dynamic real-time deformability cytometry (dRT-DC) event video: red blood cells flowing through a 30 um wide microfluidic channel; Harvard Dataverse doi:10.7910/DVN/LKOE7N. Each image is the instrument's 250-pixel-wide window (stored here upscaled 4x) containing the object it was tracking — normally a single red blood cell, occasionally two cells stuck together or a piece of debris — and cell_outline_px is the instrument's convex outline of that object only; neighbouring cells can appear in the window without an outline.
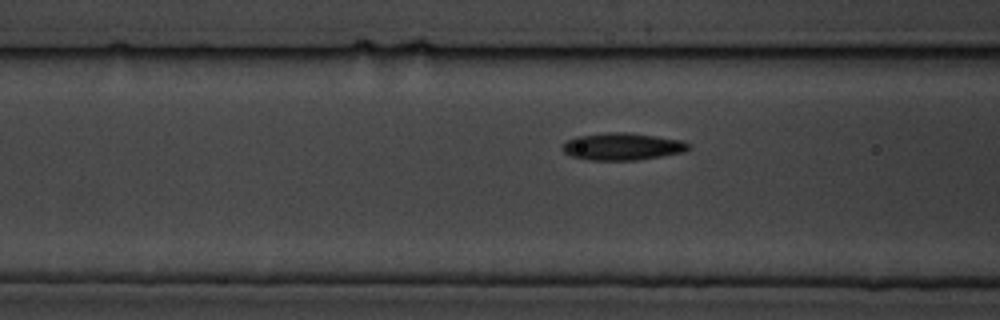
{"species": "common noctule bat (a hibernating species)", "species_latin": "Nyctalus noctula", "temperature_condition": "cold", "stored_images_in_passage": 6, "camera_frame_rate_fps": 3000, "um_per_image_px": 0.085, "animal": {"sex": "male", "body_mass_g": 19.5, "forearm_length_mm": 54.6}, "frame": {"image": 1, "passage_image": 4, "time_ms": 1.0, "image_size_px": [1000, 320], "cell_outline_px": [[688, 148], [680, 152], [660, 156], [636, 160], [588, 160], [572, 156], [564, 152], [560, 148], [568, 140], [576, 136], [608, 132], [628, 132], [680, 140], [688, 144]], "centroid_in_image_um": [52.81, 12.45], "position_along_channel_um": 113.8, "area_um2": 19.65}}